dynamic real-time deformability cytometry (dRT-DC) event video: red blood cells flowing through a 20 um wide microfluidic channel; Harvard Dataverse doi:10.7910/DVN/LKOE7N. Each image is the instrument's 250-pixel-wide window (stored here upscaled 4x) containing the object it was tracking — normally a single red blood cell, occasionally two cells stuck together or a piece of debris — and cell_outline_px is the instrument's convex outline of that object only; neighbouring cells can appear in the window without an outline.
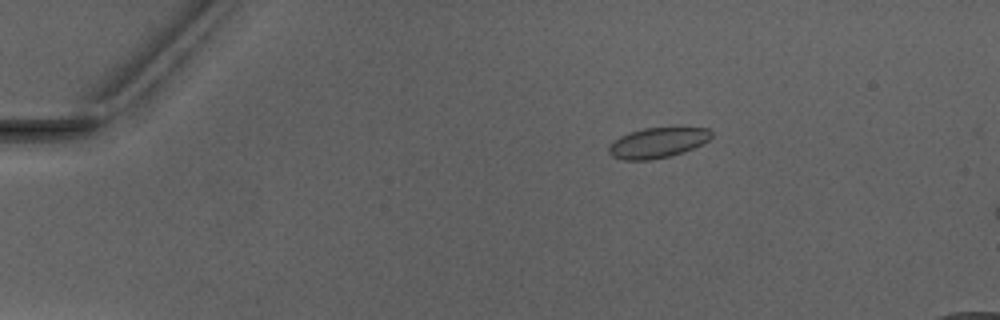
{"species": "Egyptian fruit bat (a non-hibernating species)", "species_latin": "Rousettus aegyptiacus", "temperature_condition": "warm", "stored_images_in_passage": 3, "camera_frame_rate_fps": 3000, "um_per_image_px": 0.085, "animal": {"sex": "male"}, "frame": {"image": 1, "passage_image": 1, "time_ms": 0.0, "image_size_px": [1000, 320], "cell_outline_px": [[712, 136], [708, 140], [684, 152], [672, 156], [648, 160], [624, 160], [612, 156], [608, 152], [608, 148], [620, 136], [628, 132], [644, 128], [676, 124], [708, 128], [712, 132]], "centroid_in_image_um": [55.96, 12.07], "position_along_channel_um": 29.0, "area_um2": 18.84}}